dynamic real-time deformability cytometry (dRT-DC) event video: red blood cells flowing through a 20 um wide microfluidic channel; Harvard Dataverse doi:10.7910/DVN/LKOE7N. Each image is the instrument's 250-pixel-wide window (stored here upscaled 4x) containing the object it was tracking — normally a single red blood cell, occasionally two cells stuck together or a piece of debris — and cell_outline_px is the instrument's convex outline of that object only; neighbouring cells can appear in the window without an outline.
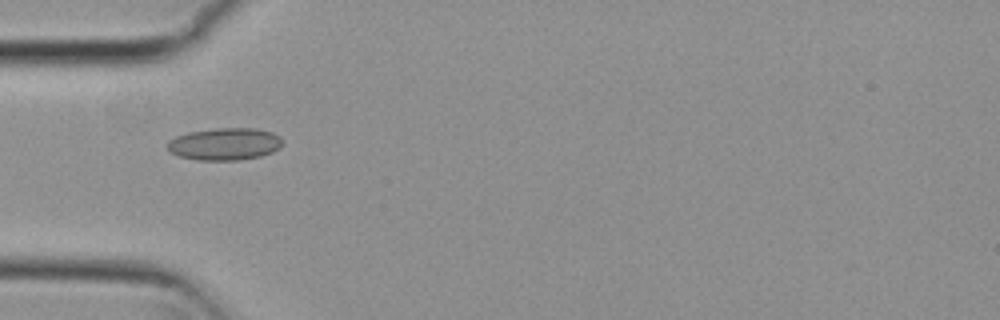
{"species": "common noctule bat (a hibernating species)", "species_latin": "Nyctalus noctula", "temperature_condition": "cold", "stored_images_in_passage": 5, "camera_frame_rate_fps": 3000, "um_per_image_px": 0.085, "animal": {"sex": "female", "body_mass_g": 29.2, "forearm_length_mm": 56.3}, "frame": {"image": 1, "passage_image": 5, "time_ms": 1.333, "image_size_px": [1000, 320], "cell_outline_px": [[280, 148], [272, 152], [260, 156], [236, 160], [196, 160], [180, 156], [168, 152], [168, 140], [176, 136], [188, 132], [216, 128], [256, 128], [272, 132], [280, 136]], "centroid_in_image_um": [19.07, 12.23], "position_along_channel_um": 65.9, "area_um2": 21.62}}